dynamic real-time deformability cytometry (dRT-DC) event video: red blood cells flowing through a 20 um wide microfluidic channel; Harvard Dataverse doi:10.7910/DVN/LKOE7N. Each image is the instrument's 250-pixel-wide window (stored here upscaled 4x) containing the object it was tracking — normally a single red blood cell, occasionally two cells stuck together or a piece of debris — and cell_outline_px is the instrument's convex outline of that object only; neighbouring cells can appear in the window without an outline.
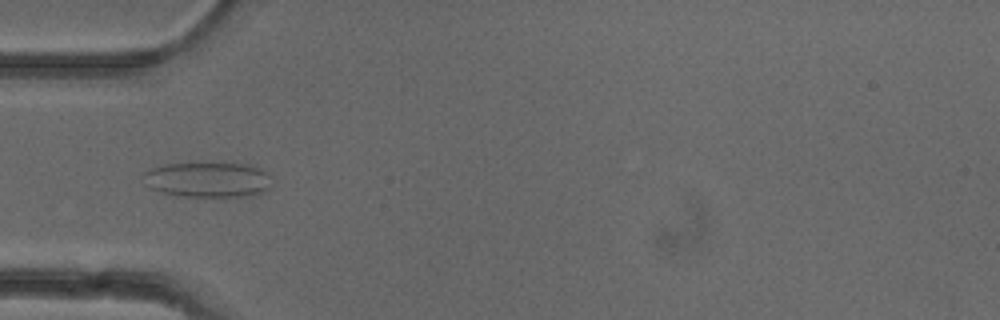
{"species": "common noctule bat (a hibernating species)", "species_latin": "Nyctalus noctula", "temperature_condition": "cold", "stored_images_in_passage": 4, "camera_frame_rate_fps": 3000, "um_per_image_px": 0.085, "animal": {"sex": "female"}, "frame": {"image": 1, "passage_image": 3, "time_ms": 0.667, "image_size_px": [1000, 320], "cell_outline_px": [[272, 176], [268, 192], [256, 196], [224, 200], [184, 196], [164, 192], [152, 188], [140, 176], [144, 172], [152, 168], [164, 164], [188, 160], [192, 160], [256, 164]], "centroid_in_image_um": [17.79, 15.26], "position_along_channel_um": 67.2, "area_um2": 28.9}}